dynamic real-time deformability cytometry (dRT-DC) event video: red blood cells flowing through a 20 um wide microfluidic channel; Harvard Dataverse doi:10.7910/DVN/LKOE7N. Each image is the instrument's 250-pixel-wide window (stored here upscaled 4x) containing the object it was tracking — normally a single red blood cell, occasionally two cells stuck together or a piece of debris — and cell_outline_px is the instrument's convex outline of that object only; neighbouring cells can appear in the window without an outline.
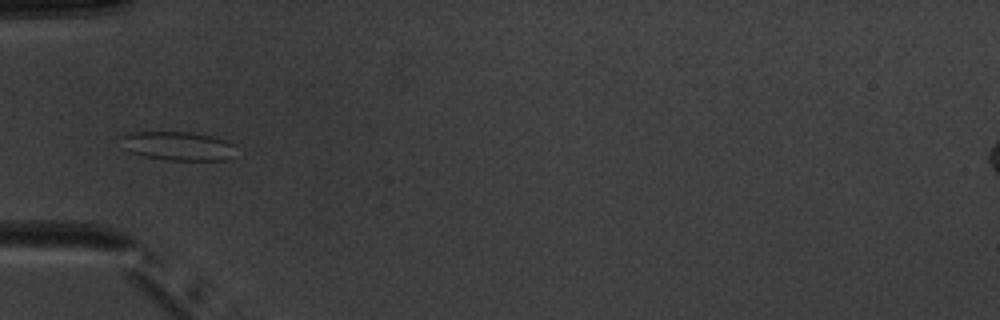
{"species": "common noctule bat (a hibernating species)", "species_latin": "Nyctalus noctula", "temperature_condition": "warm", "stored_images_in_passage": 5, "camera_frame_rate_fps": 3000, "um_per_image_px": 0.085, "animal": {"sex": "male", "body_mass_g": 20.1, "forearm_length_mm": 53.5}, "frame": {"image": 1, "passage_image": 5, "time_ms": 4.667, "image_size_px": [1000, 320], "cell_outline_px": [[236, 144], [228, 160], [164, 160], [144, 156], [132, 152], [124, 148], [120, 136], [128, 132], [192, 132], [212, 136], [228, 140]], "centroid_in_image_um": [15.13, 12.4], "position_along_channel_um": 69.9, "area_um2": 19.42}}